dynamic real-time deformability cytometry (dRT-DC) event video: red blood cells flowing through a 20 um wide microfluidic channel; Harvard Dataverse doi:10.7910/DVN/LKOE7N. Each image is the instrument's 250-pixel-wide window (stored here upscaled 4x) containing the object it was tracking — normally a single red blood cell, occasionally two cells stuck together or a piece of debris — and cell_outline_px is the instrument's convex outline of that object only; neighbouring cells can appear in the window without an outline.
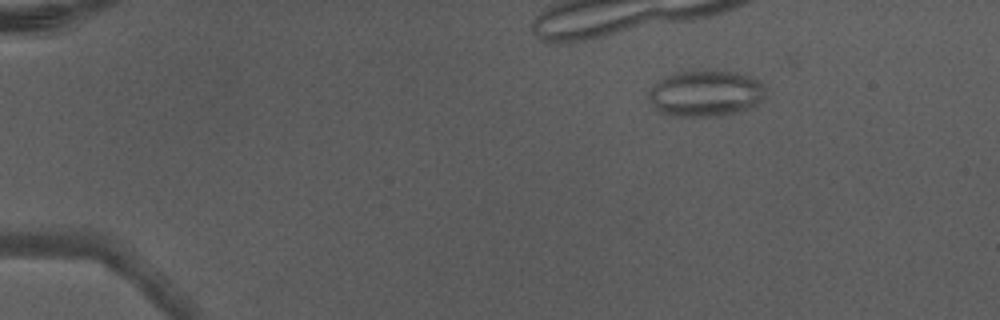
{"species": "Egyptian fruit bat (a non-hibernating species)", "species_latin": "Rousettus aegyptiacus", "temperature_condition": "warm", "stored_images_in_passage": 7, "camera_frame_rate_fps": 3000, "um_per_image_px": 0.085, "animal": {"sex": "male"}, "frame": {"image": 1, "passage_image": 3, "time_ms": 0.667, "image_size_px": [1000, 320], "cell_outline_px": [[764, 96], [756, 108], [740, 112], [720, 116], [672, 116], [660, 112], [648, 100], [648, 92], [664, 76], [672, 72], [688, 68], [716, 68], [736, 72], [752, 76], [760, 80], [764, 84]], "centroid_in_image_um": [60.01, 7.89], "position_along_channel_um": 25.0, "area_um2": 33.0}}